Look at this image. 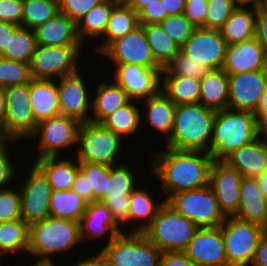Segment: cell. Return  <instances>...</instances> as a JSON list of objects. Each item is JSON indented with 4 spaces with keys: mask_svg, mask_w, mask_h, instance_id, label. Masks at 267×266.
Masks as SVG:
<instances>
[{
    "mask_svg": "<svg viewBox=\"0 0 267 266\" xmlns=\"http://www.w3.org/2000/svg\"><path fill=\"white\" fill-rule=\"evenodd\" d=\"M164 148L151 151L152 168L148 172L159 181L165 200L176 193L209 185L214 162L209 152Z\"/></svg>",
    "mask_w": 267,
    "mask_h": 266,
    "instance_id": "1",
    "label": "cell"
},
{
    "mask_svg": "<svg viewBox=\"0 0 267 266\" xmlns=\"http://www.w3.org/2000/svg\"><path fill=\"white\" fill-rule=\"evenodd\" d=\"M79 244L80 222L49 216L29 225L28 256L36 258L32 263L58 265L54 257L75 252Z\"/></svg>",
    "mask_w": 267,
    "mask_h": 266,
    "instance_id": "2",
    "label": "cell"
},
{
    "mask_svg": "<svg viewBox=\"0 0 267 266\" xmlns=\"http://www.w3.org/2000/svg\"><path fill=\"white\" fill-rule=\"evenodd\" d=\"M216 113L200 103L176 105L174 127L165 146L209 152Z\"/></svg>",
    "mask_w": 267,
    "mask_h": 266,
    "instance_id": "3",
    "label": "cell"
},
{
    "mask_svg": "<svg viewBox=\"0 0 267 266\" xmlns=\"http://www.w3.org/2000/svg\"><path fill=\"white\" fill-rule=\"evenodd\" d=\"M257 139V118L253 112L225 108L214 119L210 143L213 161H224L236 149Z\"/></svg>",
    "mask_w": 267,
    "mask_h": 266,
    "instance_id": "4",
    "label": "cell"
},
{
    "mask_svg": "<svg viewBox=\"0 0 267 266\" xmlns=\"http://www.w3.org/2000/svg\"><path fill=\"white\" fill-rule=\"evenodd\" d=\"M198 229L165 201L142 233L162 252H183Z\"/></svg>",
    "mask_w": 267,
    "mask_h": 266,
    "instance_id": "5",
    "label": "cell"
},
{
    "mask_svg": "<svg viewBox=\"0 0 267 266\" xmlns=\"http://www.w3.org/2000/svg\"><path fill=\"white\" fill-rule=\"evenodd\" d=\"M125 140L100 123H82L77 140L75 157L79 163H100L115 166L122 163V149ZM120 162H118L119 160Z\"/></svg>",
    "mask_w": 267,
    "mask_h": 266,
    "instance_id": "6",
    "label": "cell"
},
{
    "mask_svg": "<svg viewBox=\"0 0 267 266\" xmlns=\"http://www.w3.org/2000/svg\"><path fill=\"white\" fill-rule=\"evenodd\" d=\"M99 251L110 266H159L163 254L143 233L124 232Z\"/></svg>",
    "mask_w": 267,
    "mask_h": 266,
    "instance_id": "7",
    "label": "cell"
},
{
    "mask_svg": "<svg viewBox=\"0 0 267 266\" xmlns=\"http://www.w3.org/2000/svg\"><path fill=\"white\" fill-rule=\"evenodd\" d=\"M220 228L228 266H250L259 240L267 229L236 216H226Z\"/></svg>",
    "mask_w": 267,
    "mask_h": 266,
    "instance_id": "8",
    "label": "cell"
},
{
    "mask_svg": "<svg viewBox=\"0 0 267 266\" xmlns=\"http://www.w3.org/2000/svg\"><path fill=\"white\" fill-rule=\"evenodd\" d=\"M81 124L75 118L62 114L39 122L35 131L28 137L29 141L31 138L38 140L35 146L38 148L37 155L32 160L63 156L61 152L68 150V148L74 151L77 148Z\"/></svg>",
    "mask_w": 267,
    "mask_h": 266,
    "instance_id": "9",
    "label": "cell"
},
{
    "mask_svg": "<svg viewBox=\"0 0 267 266\" xmlns=\"http://www.w3.org/2000/svg\"><path fill=\"white\" fill-rule=\"evenodd\" d=\"M83 46H51L37 44L29 62L33 79L58 80L79 71L78 62L82 56Z\"/></svg>",
    "mask_w": 267,
    "mask_h": 266,
    "instance_id": "10",
    "label": "cell"
},
{
    "mask_svg": "<svg viewBox=\"0 0 267 266\" xmlns=\"http://www.w3.org/2000/svg\"><path fill=\"white\" fill-rule=\"evenodd\" d=\"M166 202L198 228L220 226L226 219L209 185L176 193Z\"/></svg>",
    "mask_w": 267,
    "mask_h": 266,
    "instance_id": "11",
    "label": "cell"
},
{
    "mask_svg": "<svg viewBox=\"0 0 267 266\" xmlns=\"http://www.w3.org/2000/svg\"><path fill=\"white\" fill-rule=\"evenodd\" d=\"M5 95L6 114L3 124V140L25 142L36 128L31 109L29 83L2 89Z\"/></svg>",
    "mask_w": 267,
    "mask_h": 266,
    "instance_id": "12",
    "label": "cell"
},
{
    "mask_svg": "<svg viewBox=\"0 0 267 266\" xmlns=\"http://www.w3.org/2000/svg\"><path fill=\"white\" fill-rule=\"evenodd\" d=\"M30 166L28 172L25 171L28 176L17 184L21 197V218L28 225L50 216L52 193V188L43 173L34 164Z\"/></svg>",
    "mask_w": 267,
    "mask_h": 266,
    "instance_id": "13",
    "label": "cell"
},
{
    "mask_svg": "<svg viewBox=\"0 0 267 266\" xmlns=\"http://www.w3.org/2000/svg\"><path fill=\"white\" fill-rule=\"evenodd\" d=\"M107 64H138L149 69H163L154 59L141 25L111 42L100 54Z\"/></svg>",
    "mask_w": 267,
    "mask_h": 266,
    "instance_id": "14",
    "label": "cell"
},
{
    "mask_svg": "<svg viewBox=\"0 0 267 266\" xmlns=\"http://www.w3.org/2000/svg\"><path fill=\"white\" fill-rule=\"evenodd\" d=\"M131 167V168H130ZM127 163L108 166V195L102 200L111 211L115 223L123 230L128 226L130 194L137 187L135 170ZM137 183V184H136Z\"/></svg>",
    "mask_w": 267,
    "mask_h": 266,
    "instance_id": "15",
    "label": "cell"
},
{
    "mask_svg": "<svg viewBox=\"0 0 267 266\" xmlns=\"http://www.w3.org/2000/svg\"><path fill=\"white\" fill-rule=\"evenodd\" d=\"M110 80L119 85L132 100L140 101L161 90L163 69H149L138 64H112Z\"/></svg>",
    "mask_w": 267,
    "mask_h": 266,
    "instance_id": "16",
    "label": "cell"
},
{
    "mask_svg": "<svg viewBox=\"0 0 267 266\" xmlns=\"http://www.w3.org/2000/svg\"><path fill=\"white\" fill-rule=\"evenodd\" d=\"M267 90V69L228 75V107L255 112Z\"/></svg>",
    "mask_w": 267,
    "mask_h": 266,
    "instance_id": "17",
    "label": "cell"
},
{
    "mask_svg": "<svg viewBox=\"0 0 267 266\" xmlns=\"http://www.w3.org/2000/svg\"><path fill=\"white\" fill-rule=\"evenodd\" d=\"M83 75V76H82ZM80 70L57 80L60 114L86 123L90 121L92 93Z\"/></svg>",
    "mask_w": 267,
    "mask_h": 266,
    "instance_id": "18",
    "label": "cell"
},
{
    "mask_svg": "<svg viewBox=\"0 0 267 266\" xmlns=\"http://www.w3.org/2000/svg\"><path fill=\"white\" fill-rule=\"evenodd\" d=\"M228 44L220 29L197 27L181 49L210 70L221 69Z\"/></svg>",
    "mask_w": 267,
    "mask_h": 266,
    "instance_id": "19",
    "label": "cell"
},
{
    "mask_svg": "<svg viewBox=\"0 0 267 266\" xmlns=\"http://www.w3.org/2000/svg\"><path fill=\"white\" fill-rule=\"evenodd\" d=\"M243 176L224 161H214L210 168L209 186L225 216H234L240 204V183Z\"/></svg>",
    "mask_w": 267,
    "mask_h": 266,
    "instance_id": "20",
    "label": "cell"
},
{
    "mask_svg": "<svg viewBox=\"0 0 267 266\" xmlns=\"http://www.w3.org/2000/svg\"><path fill=\"white\" fill-rule=\"evenodd\" d=\"M183 253L198 266H228L220 226L199 228Z\"/></svg>",
    "mask_w": 267,
    "mask_h": 266,
    "instance_id": "21",
    "label": "cell"
},
{
    "mask_svg": "<svg viewBox=\"0 0 267 266\" xmlns=\"http://www.w3.org/2000/svg\"><path fill=\"white\" fill-rule=\"evenodd\" d=\"M126 232L114 221L111 211L102 201L88 203L85 212L80 220V237L82 243L95 239H106L104 245L109 244L119 234ZM106 235V236H105ZM106 238H105V237Z\"/></svg>",
    "mask_w": 267,
    "mask_h": 266,
    "instance_id": "22",
    "label": "cell"
},
{
    "mask_svg": "<svg viewBox=\"0 0 267 266\" xmlns=\"http://www.w3.org/2000/svg\"><path fill=\"white\" fill-rule=\"evenodd\" d=\"M221 69L228 75L267 69L264 48L256 38L229 45Z\"/></svg>",
    "mask_w": 267,
    "mask_h": 266,
    "instance_id": "23",
    "label": "cell"
},
{
    "mask_svg": "<svg viewBox=\"0 0 267 266\" xmlns=\"http://www.w3.org/2000/svg\"><path fill=\"white\" fill-rule=\"evenodd\" d=\"M139 102H142L140 105L144 106L141 108V127H143L145 122L148 123L151 125L150 128H153V131L160 132L159 135L164 137L163 141H166L174 127L176 105L162 90L156 95L140 100Z\"/></svg>",
    "mask_w": 267,
    "mask_h": 266,
    "instance_id": "24",
    "label": "cell"
},
{
    "mask_svg": "<svg viewBox=\"0 0 267 266\" xmlns=\"http://www.w3.org/2000/svg\"><path fill=\"white\" fill-rule=\"evenodd\" d=\"M267 229V198L256 178L243 177L240 183V204L234 215Z\"/></svg>",
    "mask_w": 267,
    "mask_h": 266,
    "instance_id": "25",
    "label": "cell"
},
{
    "mask_svg": "<svg viewBox=\"0 0 267 266\" xmlns=\"http://www.w3.org/2000/svg\"><path fill=\"white\" fill-rule=\"evenodd\" d=\"M37 44L51 46H82L77 24L66 14L58 12L46 23L34 29Z\"/></svg>",
    "mask_w": 267,
    "mask_h": 266,
    "instance_id": "26",
    "label": "cell"
},
{
    "mask_svg": "<svg viewBox=\"0 0 267 266\" xmlns=\"http://www.w3.org/2000/svg\"><path fill=\"white\" fill-rule=\"evenodd\" d=\"M29 92L31 109L37 124L60 115L57 80L32 78Z\"/></svg>",
    "mask_w": 267,
    "mask_h": 266,
    "instance_id": "27",
    "label": "cell"
},
{
    "mask_svg": "<svg viewBox=\"0 0 267 266\" xmlns=\"http://www.w3.org/2000/svg\"><path fill=\"white\" fill-rule=\"evenodd\" d=\"M224 162L243 177L256 178L267 170V147L257 138L234 150Z\"/></svg>",
    "mask_w": 267,
    "mask_h": 266,
    "instance_id": "28",
    "label": "cell"
},
{
    "mask_svg": "<svg viewBox=\"0 0 267 266\" xmlns=\"http://www.w3.org/2000/svg\"><path fill=\"white\" fill-rule=\"evenodd\" d=\"M139 186L137 185L130 194L128 225H132L133 229L127 232L142 233L152 223L159 209L166 201L163 196H160L161 194H159L161 202L159 198L155 200L152 196L154 194H151L150 190ZM157 200L159 201L158 203H156ZM133 223L137 226H133Z\"/></svg>",
    "mask_w": 267,
    "mask_h": 266,
    "instance_id": "29",
    "label": "cell"
},
{
    "mask_svg": "<svg viewBox=\"0 0 267 266\" xmlns=\"http://www.w3.org/2000/svg\"><path fill=\"white\" fill-rule=\"evenodd\" d=\"M34 165L47 178L52 190H70L79 171V162L75 159L43 157L35 159Z\"/></svg>",
    "mask_w": 267,
    "mask_h": 266,
    "instance_id": "30",
    "label": "cell"
},
{
    "mask_svg": "<svg viewBox=\"0 0 267 266\" xmlns=\"http://www.w3.org/2000/svg\"><path fill=\"white\" fill-rule=\"evenodd\" d=\"M92 95L90 122L100 123L105 117L132 99L113 80L99 81Z\"/></svg>",
    "mask_w": 267,
    "mask_h": 266,
    "instance_id": "31",
    "label": "cell"
},
{
    "mask_svg": "<svg viewBox=\"0 0 267 266\" xmlns=\"http://www.w3.org/2000/svg\"><path fill=\"white\" fill-rule=\"evenodd\" d=\"M257 14L256 6L240 5L234 9L231 17L220 28L228 46L255 38Z\"/></svg>",
    "mask_w": 267,
    "mask_h": 266,
    "instance_id": "32",
    "label": "cell"
},
{
    "mask_svg": "<svg viewBox=\"0 0 267 266\" xmlns=\"http://www.w3.org/2000/svg\"><path fill=\"white\" fill-rule=\"evenodd\" d=\"M139 26L138 14L123 1L113 9L104 35L94 46V53L100 54L111 42L123 37L128 32Z\"/></svg>",
    "mask_w": 267,
    "mask_h": 266,
    "instance_id": "33",
    "label": "cell"
},
{
    "mask_svg": "<svg viewBox=\"0 0 267 266\" xmlns=\"http://www.w3.org/2000/svg\"><path fill=\"white\" fill-rule=\"evenodd\" d=\"M119 0H103L88 13H86L77 24V35L79 40L84 44L86 39L92 43L104 35L112 9L119 3Z\"/></svg>",
    "mask_w": 267,
    "mask_h": 266,
    "instance_id": "34",
    "label": "cell"
},
{
    "mask_svg": "<svg viewBox=\"0 0 267 266\" xmlns=\"http://www.w3.org/2000/svg\"><path fill=\"white\" fill-rule=\"evenodd\" d=\"M199 103L216 111L228 107V74L223 69L209 70L200 79Z\"/></svg>",
    "mask_w": 267,
    "mask_h": 266,
    "instance_id": "35",
    "label": "cell"
},
{
    "mask_svg": "<svg viewBox=\"0 0 267 266\" xmlns=\"http://www.w3.org/2000/svg\"><path fill=\"white\" fill-rule=\"evenodd\" d=\"M100 124L123 139L133 138L142 129L140 102L131 100L105 117Z\"/></svg>",
    "mask_w": 267,
    "mask_h": 266,
    "instance_id": "36",
    "label": "cell"
},
{
    "mask_svg": "<svg viewBox=\"0 0 267 266\" xmlns=\"http://www.w3.org/2000/svg\"><path fill=\"white\" fill-rule=\"evenodd\" d=\"M161 90L175 104H196L200 98V80L178 75H161Z\"/></svg>",
    "mask_w": 267,
    "mask_h": 266,
    "instance_id": "37",
    "label": "cell"
},
{
    "mask_svg": "<svg viewBox=\"0 0 267 266\" xmlns=\"http://www.w3.org/2000/svg\"><path fill=\"white\" fill-rule=\"evenodd\" d=\"M29 225L22 219L0 222V258L8 254H28ZM7 254V255H6ZM5 256V257H4Z\"/></svg>",
    "mask_w": 267,
    "mask_h": 266,
    "instance_id": "38",
    "label": "cell"
},
{
    "mask_svg": "<svg viewBox=\"0 0 267 266\" xmlns=\"http://www.w3.org/2000/svg\"><path fill=\"white\" fill-rule=\"evenodd\" d=\"M87 204L72 189L52 190L50 197V216L80 222Z\"/></svg>",
    "mask_w": 267,
    "mask_h": 266,
    "instance_id": "39",
    "label": "cell"
},
{
    "mask_svg": "<svg viewBox=\"0 0 267 266\" xmlns=\"http://www.w3.org/2000/svg\"><path fill=\"white\" fill-rule=\"evenodd\" d=\"M155 61L165 68L179 53L180 46L169 37L160 24L141 25Z\"/></svg>",
    "mask_w": 267,
    "mask_h": 266,
    "instance_id": "40",
    "label": "cell"
},
{
    "mask_svg": "<svg viewBox=\"0 0 267 266\" xmlns=\"http://www.w3.org/2000/svg\"><path fill=\"white\" fill-rule=\"evenodd\" d=\"M37 47L34 30L18 26L10 33V42L0 55L2 58L29 63Z\"/></svg>",
    "mask_w": 267,
    "mask_h": 266,
    "instance_id": "41",
    "label": "cell"
},
{
    "mask_svg": "<svg viewBox=\"0 0 267 266\" xmlns=\"http://www.w3.org/2000/svg\"><path fill=\"white\" fill-rule=\"evenodd\" d=\"M58 12L57 0H23L22 26L34 30Z\"/></svg>",
    "mask_w": 267,
    "mask_h": 266,
    "instance_id": "42",
    "label": "cell"
},
{
    "mask_svg": "<svg viewBox=\"0 0 267 266\" xmlns=\"http://www.w3.org/2000/svg\"><path fill=\"white\" fill-rule=\"evenodd\" d=\"M79 170L87 177L88 192H93V202L102 201L108 195V165L79 163Z\"/></svg>",
    "mask_w": 267,
    "mask_h": 266,
    "instance_id": "43",
    "label": "cell"
},
{
    "mask_svg": "<svg viewBox=\"0 0 267 266\" xmlns=\"http://www.w3.org/2000/svg\"><path fill=\"white\" fill-rule=\"evenodd\" d=\"M31 79L29 63L0 56V89L30 83Z\"/></svg>",
    "mask_w": 267,
    "mask_h": 266,
    "instance_id": "44",
    "label": "cell"
},
{
    "mask_svg": "<svg viewBox=\"0 0 267 266\" xmlns=\"http://www.w3.org/2000/svg\"><path fill=\"white\" fill-rule=\"evenodd\" d=\"M210 69L192 60L182 49L173 60L163 68L161 75H178L200 80Z\"/></svg>",
    "mask_w": 267,
    "mask_h": 266,
    "instance_id": "45",
    "label": "cell"
},
{
    "mask_svg": "<svg viewBox=\"0 0 267 266\" xmlns=\"http://www.w3.org/2000/svg\"><path fill=\"white\" fill-rule=\"evenodd\" d=\"M160 25L180 48L187 42L193 31L197 28L184 14L168 16Z\"/></svg>",
    "mask_w": 267,
    "mask_h": 266,
    "instance_id": "46",
    "label": "cell"
},
{
    "mask_svg": "<svg viewBox=\"0 0 267 266\" xmlns=\"http://www.w3.org/2000/svg\"><path fill=\"white\" fill-rule=\"evenodd\" d=\"M205 28L220 29L231 17L237 5L232 0H207Z\"/></svg>",
    "mask_w": 267,
    "mask_h": 266,
    "instance_id": "47",
    "label": "cell"
},
{
    "mask_svg": "<svg viewBox=\"0 0 267 266\" xmlns=\"http://www.w3.org/2000/svg\"><path fill=\"white\" fill-rule=\"evenodd\" d=\"M0 190V222L21 218V197L19 187Z\"/></svg>",
    "mask_w": 267,
    "mask_h": 266,
    "instance_id": "48",
    "label": "cell"
},
{
    "mask_svg": "<svg viewBox=\"0 0 267 266\" xmlns=\"http://www.w3.org/2000/svg\"><path fill=\"white\" fill-rule=\"evenodd\" d=\"M15 143H18V141L0 140V190L9 188L10 185L8 183L12 184L13 181H17L18 177H20L17 175L18 172H16L18 170V168L16 169L17 163L15 164V161H12L11 158L13 156L9 153V146H12V144L15 145Z\"/></svg>",
    "mask_w": 267,
    "mask_h": 266,
    "instance_id": "49",
    "label": "cell"
},
{
    "mask_svg": "<svg viewBox=\"0 0 267 266\" xmlns=\"http://www.w3.org/2000/svg\"><path fill=\"white\" fill-rule=\"evenodd\" d=\"M59 12L69 16L77 23L86 13L103 0H57Z\"/></svg>",
    "mask_w": 267,
    "mask_h": 266,
    "instance_id": "50",
    "label": "cell"
},
{
    "mask_svg": "<svg viewBox=\"0 0 267 266\" xmlns=\"http://www.w3.org/2000/svg\"><path fill=\"white\" fill-rule=\"evenodd\" d=\"M168 17L167 10L162 0L148 3L139 13V25L160 24Z\"/></svg>",
    "mask_w": 267,
    "mask_h": 266,
    "instance_id": "51",
    "label": "cell"
},
{
    "mask_svg": "<svg viewBox=\"0 0 267 266\" xmlns=\"http://www.w3.org/2000/svg\"><path fill=\"white\" fill-rule=\"evenodd\" d=\"M23 0H0V21L22 26Z\"/></svg>",
    "mask_w": 267,
    "mask_h": 266,
    "instance_id": "52",
    "label": "cell"
},
{
    "mask_svg": "<svg viewBox=\"0 0 267 266\" xmlns=\"http://www.w3.org/2000/svg\"><path fill=\"white\" fill-rule=\"evenodd\" d=\"M207 8V0L186 2L184 15L194 26L205 28Z\"/></svg>",
    "mask_w": 267,
    "mask_h": 266,
    "instance_id": "53",
    "label": "cell"
},
{
    "mask_svg": "<svg viewBox=\"0 0 267 266\" xmlns=\"http://www.w3.org/2000/svg\"><path fill=\"white\" fill-rule=\"evenodd\" d=\"M159 266H198L183 252H163Z\"/></svg>",
    "mask_w": 267,
    "mask_h": 266,
    "instance_id": "54",
    "label": "cell"
},
{
    "mask_svg": "<svg viewBox=\"0 0 267 266\" xmlns=\"http://www.w3.org/2000/svg\"><path fill=\"white\" fill-rule=\"evenodd\" d=\"M87 203L93 202V192H88L87 177L79 170L71 188Z\"/></svg>",
    "mask_w": 267,
    "mask_h": 266,
    "instance_id": "55",
    "label": "cell"
},
{
    "mask_svg": "<svg viewBox=\"0 0 267 266\" xmlns=\"http://www.w3.org/2000/svg\"><path fill=\"white\" fill-rule=\"evenodd\" d=\"M255 38L262 45L267 56V16L257 14Z\"/></svg>",
    "mask_w": 267,
    "mask_h": 266,
    "instance_id": "56",
    "label": "cell"
},
{
    "mask_svg": "<svg viewBox=\"0 0 267 266\" xmlns=\"http://www.w3.org/2000/svg\"><path fill=\"white\" fill-rule=\"evenodd\" d=\"M250 266H267V231L259 240L255 257Z\"/></svg>",
    "mask_w": 267,
    "mask_h": 266,
    "instance_id": "57",
    "label": "cell"
},
{
    "mask_svg": "<svg viewBox=\"0 0 267 266\" xmlns=\"http://www.w3.org/2000/svg\"><path fill=\"white\" fill-rule=\"evenodd\" d=\"M17 27L15 24L0 21V55L6 50L10 42V33H14Z\"/></svg>",
    "mask_w": 267,
    "mask_h": 266,
    "instance_id": "58",
    "label": "cell"
},
{
    "mask_svg": "<svg viewBox=\"0 0 267 266\" xmlns=\"http://www.w3.org/2000/svg\"><path fill=\"white\" fill-rule=\"evenodd\" d=\"M72 266H110V264L99 251L97 254H93L91 257L76 261V263Z\"/></svg>",
    "mask_w": 267,
    "mask_h": 266,
    "instance_id": "59",
    "label": "cell"
},
{
    "mask_svg": "<svg viewBox=\"0 0 267 266\" xmlns=\"http://www.w3.org/2000/svg\"><path fill=\"white\" fill-rule=\"evenodd\" d=\"M168 16L184 14L185 0H162Z\"/></svg>",
    "mask_w": 267,
    "mask_h": 266,
    "instance_id": "60",
    "label": "cell"
},
{
    "mask_svg": "<svg viewBox=\"0 0 267 266\" xmlns=\"http://www.w3.org/2000/svg\"><path fill=\"white\" fill-rule=\"evenodd\" d=\"M257 138L267 147V116L257 119Z\"/></svg>",
    "mask_w": 267,
    "mask_h": 266,
    "instance_id": "61",
    "label": "cell"
},
{
    "mask_svg": "<svg viewBox=\"0 0 267 266\" xmlns=\"http://www.w3.org/2000/svg\"><path fill=\"white\" fill-rule=\"evenodd\" d=\"M6 114V102L5 95L2 89H0V140H3V124Z\"/></svg>",
    "mask_w": 267,
    "mask_h": 266,
    "instance_id": "62",
    "label": "cell"
},
{
    "mask_svg": "<svg viewBox=\"0 0 267 266\" xmlns=\"http://www.w3.org/2000/svg\"><path fill=\"white\" fill-rule=\"evenodd\" d=\"M155 0H123V2L131 7L137 14L148 4Z\"/></svg>",
    "mask_w": 267,
    "mask_h": 266,
    "instance_id": "63",
    "label": "cell"
},
{
    "mask_svg": "<svg viewBox=\"0 0 267 266\" xmlns=\"http://www.w3.org/2000/svg\"><path fill=\"white\" fill-rule=\"evenodd\" d=\"M256 118L267 116V90L261 96L260 102L254 112Z\"/></svg>",
    "mask_w": 267,
    "mask_h": 266,
    "instance_id": "64",
    "label": "cell"
},
{
    "mask_svg": "<svg viewBox=\"0 0 267 266\" xmlns=\"http://www.w3.org/2000/svg\"><path fill=\"white\" fill-rule=\"evenodd\" d=\"M256 179L264 196L267 198V170L262 175L256 177Z\"/></svg>",
    "mask_w": 267,
    "mask_h": 266,
    "instance_id": "65",
    "label": "cell"
},
{
    "mask_svg": "<svg viewBox=\"0 0 267 266\" xmlns=\"http://www.w3.org/2000/svg\"><path fill=\"white\" fill-rule=\"evenodd\" d=\"M256 8L259 14L267 16V0H259Z\"/></svg>",
    "mask_w": 267,
    "mask_h": 266,
    "instance_id": "66",
    "label": "cell"
},
{
    "mask_svg": "<svg viewBox=\"0 0 267 266\" xmlns=\"http://www.w3.org/2000/svg\"><path fill=\"white\" fill-rule=\"evenodd\" d=\"M237 6H256L259 0H232Z\"/></svg>",
    "mask_w": 267,
    "mask_h": 266,
    "instance_id": "67",
    "label": "cell"
},
{
    "mask_svg": "<svg viewBox=\"0 0 267 266\" xmlns=\"http://www.w3.org/2000/svg\"><path fill=\"white\" fill-rule=\"evenodd\" d=\"M28 266H57V265H53V264H36V263H32V264H30V263H29Z\"/></svg>",
    "mask_w": 267,
    "mask_h": 266,
    "instance_id": "68",
    "label": "cell"
},
{
    "mask_svg": "<svg viewBox=\"0 0 267 266\" xmlns=\"http://www.w3.org/2000/svg\"><path fill=\"white\" fill-rule=\"evenodd\" d=\"M191 1H202V0H185V2H191Z\"/></svg>",
    "mask_w": 267,
    "mask_h": 266,
    "instance_id": "69",
    "label": "cell"
},
{
    "mask_svg": "<svg viewBox=\"0 0 267 266\" xmlns=\"http://www.w3.org/2000/svg\"><path fill=\"white\" fill-rule=\"evenodd\" d=\"M1 261H3V260L0 258V266H2V264H3Z\"/></svg>",
    "mask_w": 267,
    "mask_h": 266,
    "instance_id": "70",
    "label": "cell"
}]
</instances>
